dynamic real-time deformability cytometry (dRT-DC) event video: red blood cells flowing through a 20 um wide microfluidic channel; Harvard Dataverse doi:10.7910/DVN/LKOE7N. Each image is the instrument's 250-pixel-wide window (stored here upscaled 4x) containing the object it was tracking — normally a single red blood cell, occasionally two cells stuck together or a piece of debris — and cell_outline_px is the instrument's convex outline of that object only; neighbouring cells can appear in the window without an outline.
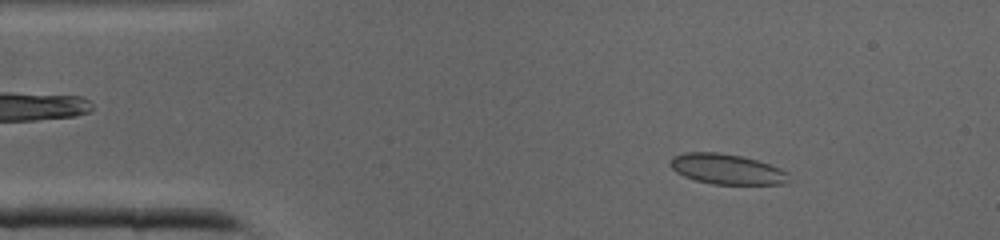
{"species": "common noctule bat (a hibernating species)", "species_latin": "Nyctalus noctula", "temperature_condition": "cold", "stored_images_in_passage": 40, "camera_frame_rate_fps": 3000, "um_per_image_px": 0.085, "animal": {"sex": "male", "body_mass_g": 19.0, "forearm_length_mm": 50.8}, "frame": {"image": 1, "passage_image": 5, "time_ms": 1.333, "image_size_px": [1000, 240], "cell_outline_px": [[788, 184], [712, 184], [696, 180], [684, 176], [676, 172], [668, 164], [672, 156], [684, 152], [716, 152], [740, 156], [756, 160], [780, 168], [788, 172]], "centroid_in_image_um": [61.75, 14.37], "position_along_channel_um": 23.2, "area_um2": 20.92}}
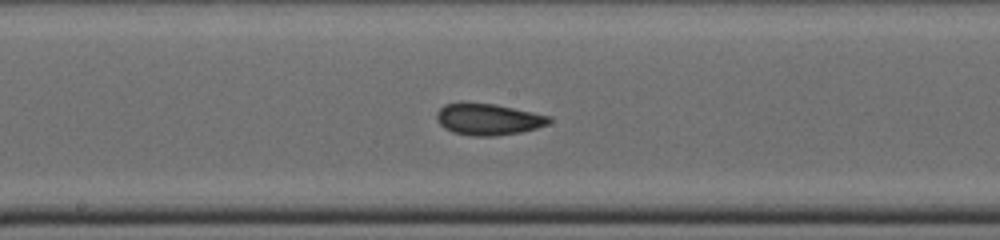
{"frame": {"image": 2, "passage_image": 20, "time_ms": 6.333, "image_size_px": [1000, 240], "cell_outline_px": [[552, 120], [548, 124], [536, 128], [520, 132], [496, 136], [472, 136], [452, 132], [444, 128], [436, 120], [436, 112], [444, 104], [460, 100], [496, 104], [552, 116]], "centroid_in_image_um": [41.45, 10.11], "position_along_channel_um": 206.7, "area_um2": 21.27}}
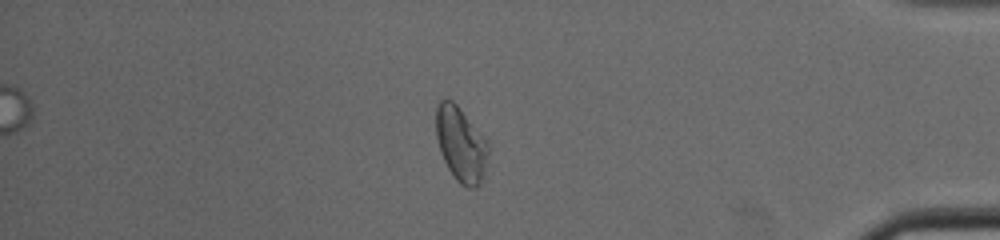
{"frame": {"image": 3, "passage_image": 34, "time_ms": 11.0, "image_size_px": [1000, 240], "cell_outline_px": [[488, 152], [480, 184], [476, 188], [468, 188], [460, 184], [456, 180], [448, 168], [440, 152], [436, 136], [436, 108], [440, 100], [452, 100], [456, 104], [488, 140]], "centroid_in_image_um": [39.17, 12.26], "position_along_channel_um": 396.0, "area_um2": 22.6}}